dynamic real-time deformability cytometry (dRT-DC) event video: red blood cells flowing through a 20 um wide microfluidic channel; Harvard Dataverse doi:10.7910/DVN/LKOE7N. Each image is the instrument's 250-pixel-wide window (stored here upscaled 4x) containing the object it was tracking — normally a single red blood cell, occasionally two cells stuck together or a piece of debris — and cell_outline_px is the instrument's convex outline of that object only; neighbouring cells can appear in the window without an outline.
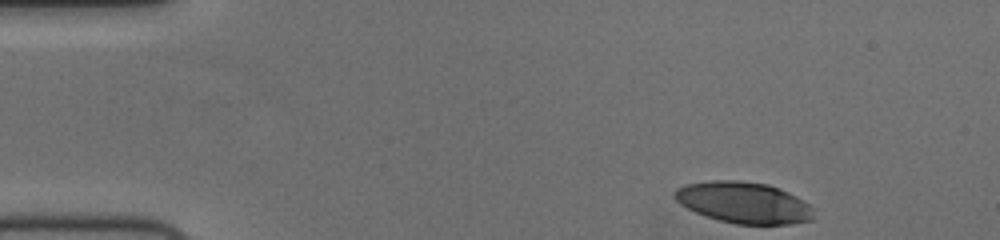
{"species": "human", "species_latin": "Homo sapiens", "temperature_condition": "cold", "stored_images_in_passage": 41, "camera_frame_rate_fps": 3000, "um_per_image_px": 0.085, "donor": {"sex": "female"}, "frame": {"image": 1, "passage_image": 1, "time_ms": 0.0, "image_size_px": [1000, 240], "cell_outline_px": [[812, 220], [792, 224], [736, 224], [720, 220], [696, 212], [680, 204], [672, 196], [672, 192], [676, 188], [684, 184], [712, 180], [740, 180], [768, 184], [780, 188], [796, 196], [808, 204], [812, 208]], "centroid_in_image_um": [63.18, 17.2], "position_along_channel_um": 21.8, "area_um2": 33.52}}
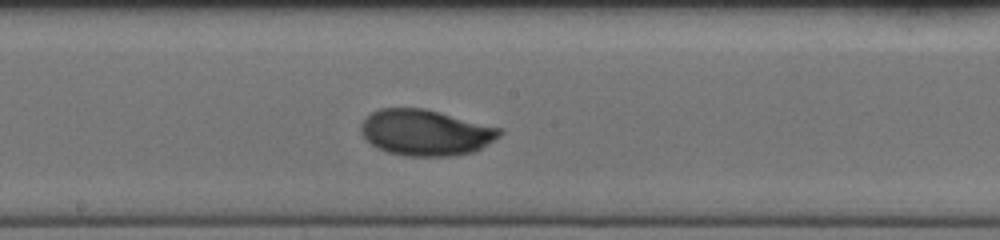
{"frame": {"image": 2, "passage_image": 24, "time_ms": 7.667, "image_size_px": [1000, 240], "cell_outline_px": [[504, 132], [500, 136], [480, 148], [472, 152], [452, 156], [404, 156], [388, 152], [376, 148], [360, 132], [360, 124], [372, 112], [380, 108], [424, 108], [500, 128]], "centroid_in_image_um": [36.15, 11.27], "position_along_channel_um": 212.0, "area_um2": 36.93}}
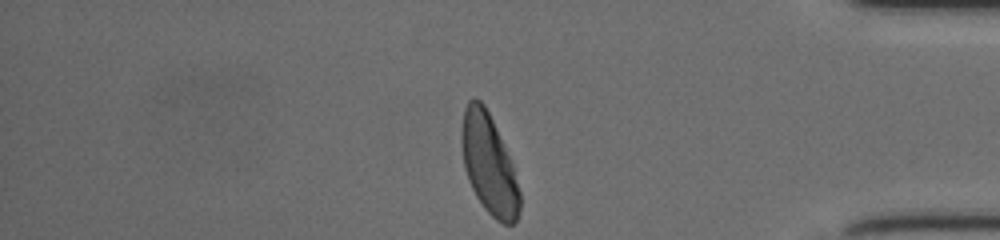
{"frame": {"image": 3, "passage_image": 41, "time_ms": 13.333, "image_size_px": [1000, 240], "cell_outline_px": [[520, 208], [516, 220], [512, 224], [504, 224], [496, 220], [484, 208], [476, 196], [468, 180], [464, 168], [460, 144], [460, 132], [464, 108], [468, 100], [472, 96], [476, 96], [484, 104], [492, 120], [508, 156], [520, 192]], "centroid_in_image_um": [41.5, 13.93], "position_along_channel_um": 393.7, "area_um2": 33.64}, "authors_computed_cell_mechanics": {"area_um2": 35.6626, "velocity_mm_per_s": 3.7014, "shape_relaxation_time_tau1_ms": 3.0347, "shape_relaxation_time_tau2_ms": 0.7279, "deformation_change_tau1": 0.1757, "deformation_change_tau2": 0.0295}}